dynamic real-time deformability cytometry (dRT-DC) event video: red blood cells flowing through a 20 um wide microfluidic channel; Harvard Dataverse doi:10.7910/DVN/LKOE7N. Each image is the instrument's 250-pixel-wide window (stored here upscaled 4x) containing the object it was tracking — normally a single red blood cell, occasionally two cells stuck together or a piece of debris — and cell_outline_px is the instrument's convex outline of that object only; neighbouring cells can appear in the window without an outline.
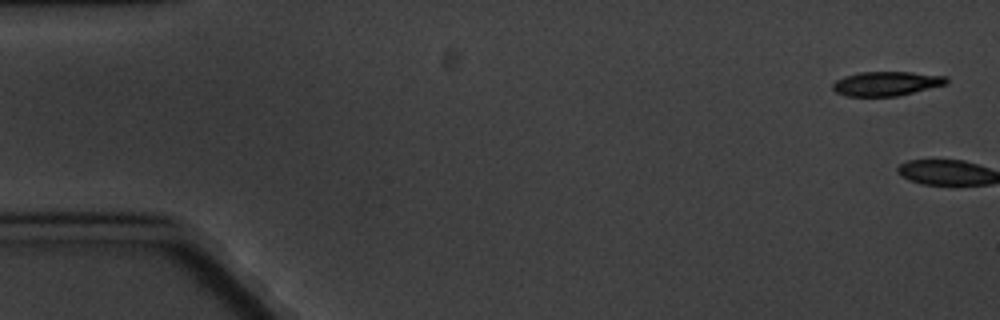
{"species": "common noctule bat (a hibernating species)", "species_latin": "Nyctalus noctula", "temperature_condition": "cold", "stored_images_in_passage": 4, "camera_frame_rate_fps": 3000, "um_per_image_px": 0.085, "animal": {"sex": "male", "body_mass_g": 20.1, "forearm_length_mm": 53.5}, "frame": {"image": 1, "passage_image": 1, "time_ms": 0.0, "image_size_px": [1000, 320], "cell_outline_px": [[948, 84], [896, 96], [848, 96], [836, 92], [832, 88], [832, 84], [836, 80], [844, 76], [860, 72], [912, 72], [948, 76]], "centroid_in_image_um": [75.37, 7.1], "position_along_channel_um": 9.6, "area_um2": 16.13}}